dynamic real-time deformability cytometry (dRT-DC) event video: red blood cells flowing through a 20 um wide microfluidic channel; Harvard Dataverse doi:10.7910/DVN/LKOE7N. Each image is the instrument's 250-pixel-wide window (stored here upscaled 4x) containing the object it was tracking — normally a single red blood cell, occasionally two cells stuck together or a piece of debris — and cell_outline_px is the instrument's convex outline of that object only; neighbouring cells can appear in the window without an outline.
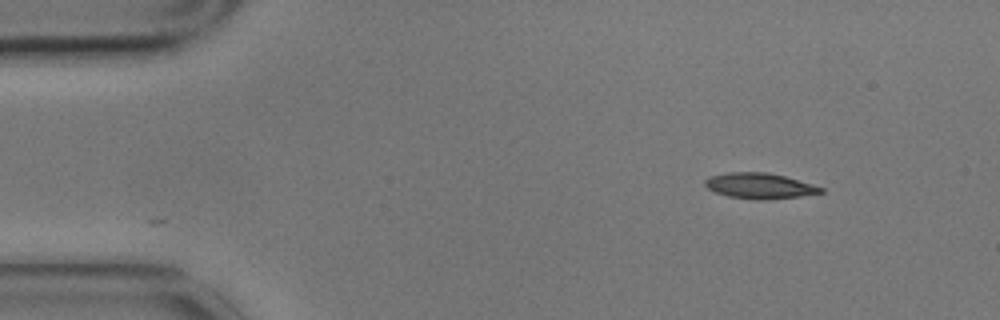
{"species": "common noctule bat (a hibernating species)", "species_latin": "Nyctalus noctula", "temperature_condition": "cold", "stored_images_in_passage": 11, "camera_frame_rate_fps": 3000, "um_per_image_px": 0.085, "animal": {"sex": "male", "body_mass_g": 17.9}, "frame": {"image": 1, "passage_image": 1, "time_ms": 0.0, "image_size_px": [1000, 320], "cell_outline_px": [[824, 192], [800, 196], [764, 200], [756, 200], [728, 196], [716, 192], [708, 188], [704, 184], [704, 180], [712, 176], [728, 172], [768, 172], [784, 176], [812, 184], [824, 188]], "centroid_in_image_um": [64.57, 15.8], "position_along_channel_um": 20.4, "area_um2": 17.17}}